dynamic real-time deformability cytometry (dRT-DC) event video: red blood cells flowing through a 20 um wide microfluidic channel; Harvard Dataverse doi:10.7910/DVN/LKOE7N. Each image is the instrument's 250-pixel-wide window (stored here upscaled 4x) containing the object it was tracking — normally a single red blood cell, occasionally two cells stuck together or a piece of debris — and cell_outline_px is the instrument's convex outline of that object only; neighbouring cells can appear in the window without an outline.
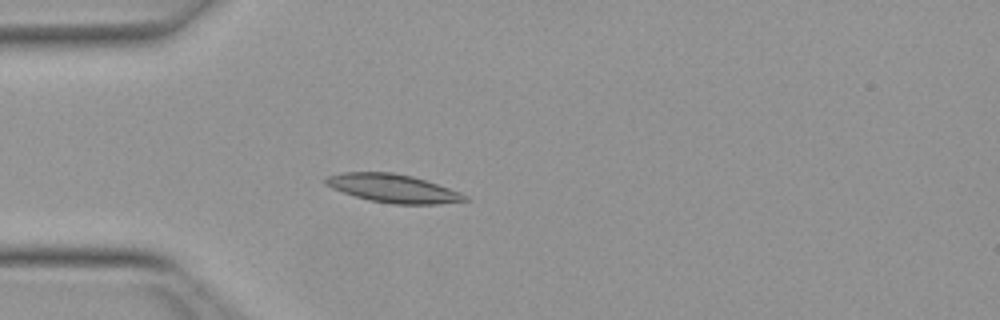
{"species": "Egyptian fruit bat (a non-hibernating species)", "species_latin": "Rousettus aegyptiacus", "temperature_condition": "warm", "stored_images_in_passage": 10, "camera_frame_rate_fps": 3000, "um_per_image_px": 0.085, "animal": {"sex": "female"}, "frame": {"image": 1, "passage_image": 7, "time_ms": 2.0, "image_size_px": [1000, 320], "cell_outline_px": [[468, 200], [436, 204], [396, 204], [368, 200], [332, 188], [324, 184], [324, 180], [328, 176], [344, 172], [392, 172], [412, 176], [460, 192], [468, 196]], "centroid_in_image_um": [33.39, 16.01], "position_along_channel_um": 51.6, "area_um2": 22.66}}